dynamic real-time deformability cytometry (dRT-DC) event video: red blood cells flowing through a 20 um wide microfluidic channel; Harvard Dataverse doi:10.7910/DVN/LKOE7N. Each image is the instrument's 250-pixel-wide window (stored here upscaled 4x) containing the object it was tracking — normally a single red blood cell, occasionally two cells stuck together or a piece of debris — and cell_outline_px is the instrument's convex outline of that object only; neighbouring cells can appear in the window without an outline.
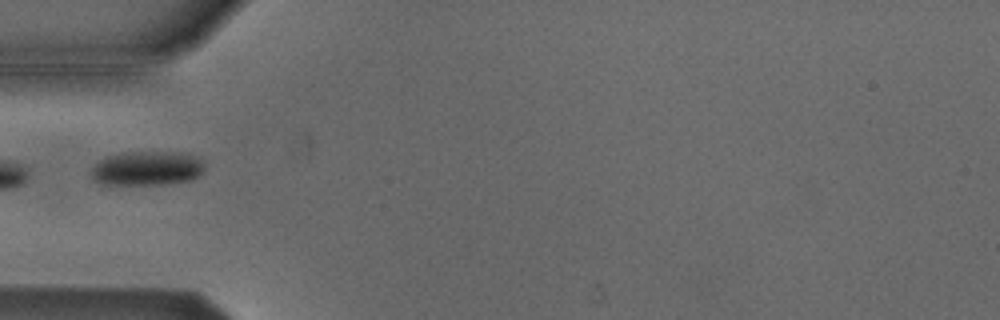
{"species": "Egyptian fruit bat (a non-hibernating species)", "species_latin": "Rousettus aegyptiacus", "temperature_condition": "cold", "stored_images_in_passage": 4, "camera_frame_rate_fps": 3000, "um_per_image_px": 0.085, "animal": {"sex": "male"}, "frame": {"image": 1, "passage_image": 1, "time_ms": 0.0, "image_size_px": [1000, 320], "cell_outline_px": [[204, 168], [200, 176], [192, 180], [164, 184], [104, 184], [92, 180], [88, 172], [104, 156], [124, 152], [180, 152], [196, 156], [204, 164]], "centroid_in_image_um": [12.47, 14.3], "position_along_channel_um": 72.5, "area_um2": 22.95}}